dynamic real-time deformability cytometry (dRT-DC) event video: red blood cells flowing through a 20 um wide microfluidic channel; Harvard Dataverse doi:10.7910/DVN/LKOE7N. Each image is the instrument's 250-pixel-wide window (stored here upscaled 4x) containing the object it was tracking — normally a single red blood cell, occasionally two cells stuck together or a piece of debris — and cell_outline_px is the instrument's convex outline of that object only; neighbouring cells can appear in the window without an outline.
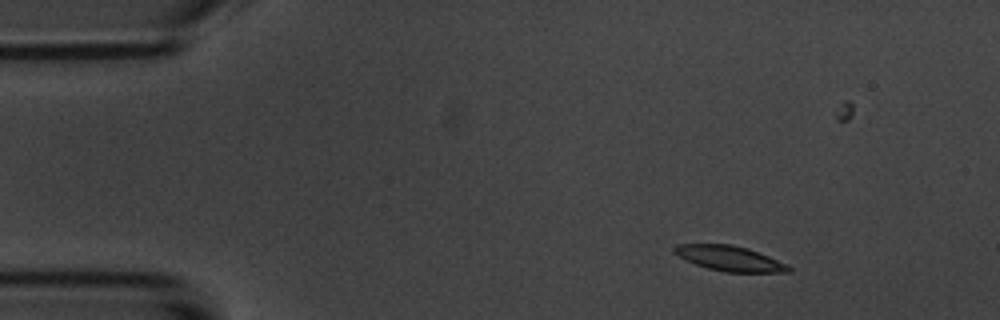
{"species": "common noctule bat (a hibernating species)", "species_latin": "Nyctalus noctula", "temperature_condition": "room temperature", "stored_images_in_passage": 13, "camera_frame_rate_fps": 3000, "um_per_image_px": 0.085, "animal": {"sex": "male", "body_mass_g": 20.1, "forearm_length_mm": 53.5}, "frame": {"image": 1, "passage_image": 1, "time_ms": 0.0, "image_size_px": [1000, 320], "cell_outline_px": [[792, 272], [724, 272], [708, 268], [684, 260], [672, 252], [672, 248], [676, 244], [732, 244], [748, 248], [788, 264], [792, 268]], "centroid_in_image_um": [62.0, 21.96], "position_along_channel_um": 23.0, "area_um2": 16.88}}
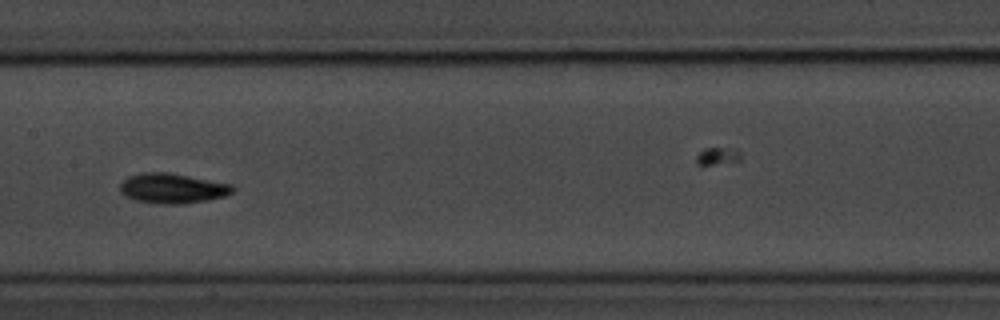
{"frame": {"image": 2, "passage_image": 6, "time_ms": 6.667, "image_size_px": [1000, 320], "cell_outline_px": [[236, 188], [232, 192], [224, 196], [208, 200], [180, 204], [156, 204], [136, 200], [124, 196], [120, 192], [120, 184], [128, 176], [140, 172], [168, 172], [232, 184]], "centroid_in_image_um": [14.64, 16.01], "position_along_channel_um": 192.8, "area_um2": 19.83}}
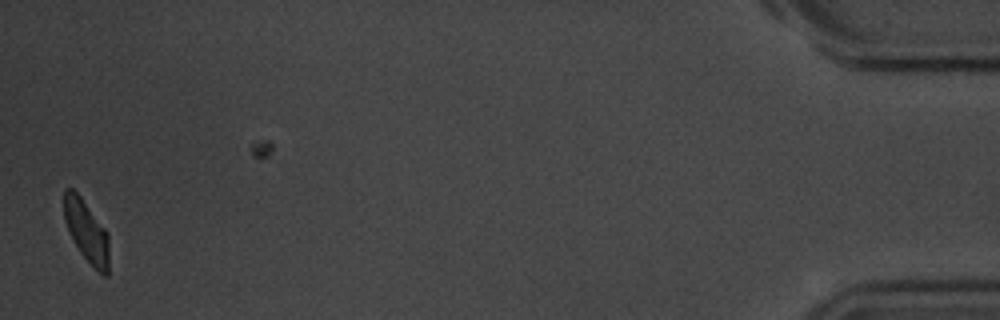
{"frame": {"image": 3, "passage_image": 13, "time_ms": 15.667, "image_size_px": [1000, 320], "cell_outline_px": [[108, 276], [104, 276], [80, 252], [72, 240], [68, 232], [64, 220], [64, 188], [72, 188], [80, 196], [108, 232]], "centroid_in_image_um": [7.33, 19.62], "position_along_channel_um": 427.9, "area_um2": 16.07}, "authors_computed_cell_mechanics": {"area_um2": 17.4556, "velocity_mm_per_s": 3.6466, "shape_relaxation_time_tau1_ms": 2.3654, "shape_relaxation_time_tau2_ms": null, "deformation_change_tau1": 0.1333, "deformation_change_tau2": null}}